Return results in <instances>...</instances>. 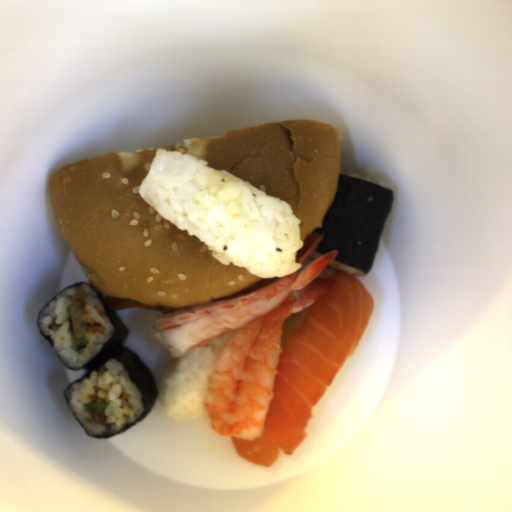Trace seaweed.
Listing matches in <instances>:
<instances>
[{
    "instance_id": "1faa68ee",
    "label": "seaweed",
    "mask_w": 512,
    "mask_h": 512,
    "mask_svg": "<svg viewBox=\"0 0 512 512\" xmlns=\"http://www.w3.org/2000/svg\"><path fill=\"white\" fill-rule=\"evenodd\" d=\"M340 174L335 198L323 218V237L315 252L337 251L333 261L370 273L391 212L394 192L382 186Z\"/></svg>"
},
{
    "instance_id": "45ffbabd",
    "label": "seaweed",
    "mask_w": 512,
    "mask_h": 512,
    "mask_svg": "<svg viewBox=\"0 0 512 512\" xmlns=\"http://www.w3.org/2000/svg\"><path fill=\"white\" fill-rule=\"evenodd\" d=\"M84 283L96 292L109 320L111 321V323L114 327V333L109 338V340L105 343V345L101 348V350L88 363H86L83 367L80 368V369L85 370V374H82V376L80 378L72 381L70 384H68L66 386V388L68 386H70L71 384L81 382L84 378H88L91 375L92 371H102L104 369L105 363L108 360H110L111 358H116L121 364L124 365L133 384L140 389L141 394L143 396L144 411H143L141 417L134 424L126 425L122 431L115 433L113 435H110V436H93L83 430L81 424L78 422V420L72 414V412L70 410L69 402H68L67 398L65 397L66 388L64 389L63 397L65 400V403H66L69 411L71 412L73 418L76 420V422L79 424V426L85 432V434L88 435L89 437H93V438H97V439H107V438L119 436L122 433L126 432L127 430H129V429L133 428L134 426L138 425L139 423H141L148 416V414L150 413V411L156 404L160 392H159L158 385H157L148 365L142 360V358L137 353H135L134 351L130 350L129 348H127L125 346V343L130 336V330H129L128 326L126 325L125 321L111 307V305L108 303V301L106 300V298L103 296V294L100 292V290L98 288H96L89 282H84V281L77 282V283L68 285L67 287L62 289L60 292H58L54 297H56L58 294H60L62 291H64L65 289H67L70 286H78V285H81ZM54 297H52L42 307V309ZM38 314H39V312H38ZM38 314H37V318H36V323L38 320ZM37 328H38V326H37ZM39 333L47 341V343L51 346V348L53 350V344H52L51 338L47 335H44L40 331H39ZM53 352H54V350H53ZM54 354H55V352H54ZM55 356L57 357L56 354H55ZM67 369H69V368H67ZM78 370L79 369L73 370V371H78Z\"/></svg>"
}]
</instances>
